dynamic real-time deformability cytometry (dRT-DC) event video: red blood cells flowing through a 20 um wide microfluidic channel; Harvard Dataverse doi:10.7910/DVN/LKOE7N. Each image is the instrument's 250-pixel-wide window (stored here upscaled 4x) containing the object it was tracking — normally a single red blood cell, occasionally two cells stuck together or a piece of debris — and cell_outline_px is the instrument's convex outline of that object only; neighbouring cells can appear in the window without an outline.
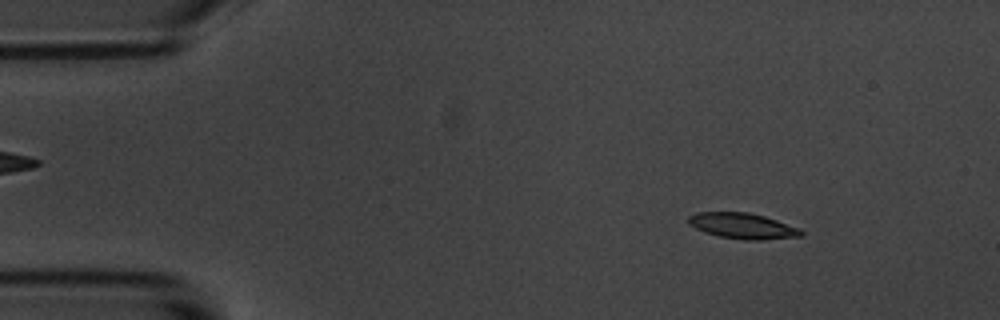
{"species": "common noctule bat (a hibernating species)", "species_latin": "Nyctalus noctula", "temperature_condition": "room temperature", "stored_images_in_passage": 56, "camera_frame_rate_fps": 3000, "um_per_image_px": 0.085, "animal": {"sex": "male", "body_mass_g": 20.1, "forearm_length_mm": 53.5}, "frame": {"image": 1, "passage_image": 7, "time_ms": 2.0, "image_size_px": [1000, 320], "cell_outline_px": [[804, 236], [764, 240], [744, 240], [720, 236], [704, 232], [688, 224], [688, 216], [696, 212], [748, 212], [764, 216], [800, 228], [804, 232]], "centroid_in_image_um": [63.14, 19.2], "position_along_channel_um": 21.9, "area_um2": 16.99}}
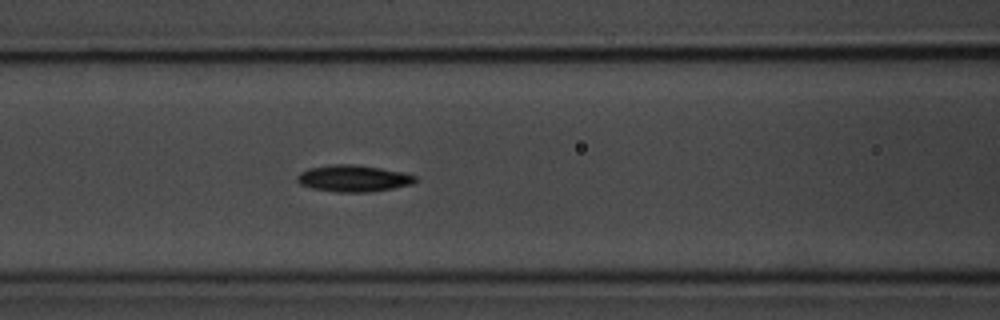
{"frame": {"image": 2, "passage_image": 23, "time_ms": 7.333, "image_size_px": [1000, 320], "cell_outline_px": [[416, 180], [412, 184], [372, 192], [336, 192], [312, 188], [300, 184], [296, 180], [296, 176], [300, 172], [308, 168], [332, 164], [356, 164], [404, 172], [416, 176]], "centroid_in_image_um": [30.01, 15.16], "position_along_channel_um": 136.6, "area_um2": 18.44}}
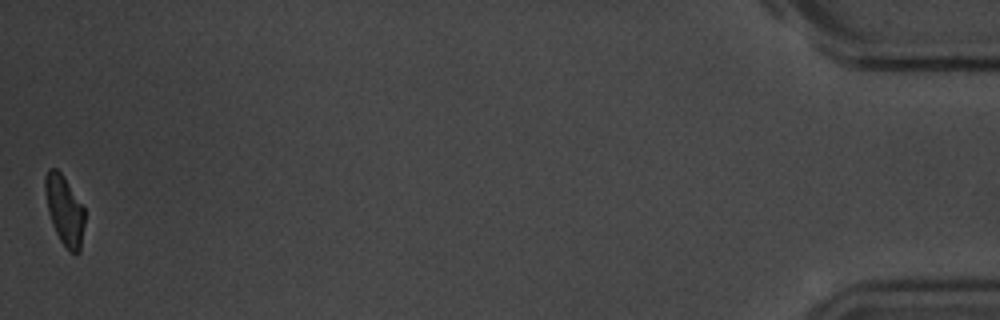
{"frame": {"image": 3, "passage_image": 56, "time_ms": 18.333, "image_size_px": [1000, 320], "cell_outline_px": [[84, 224], [80, 252], [72, 252], [60, 240], [52, 224], [48, 212], [44, 188], [44, 176], [48, 168], [56, 168], [60, 172], [84, 204]], "centroid_in_image_um": [5.48, 17.81], "position_along_channel_um": 429.7, "area_um2": 16.07}, "authors_computed_cell_mechanics": {"area_um2": 17.3111, "velocity_mm_per_s": 3.5391, "shape_relaxation_time_tau1_ms": 2.7349, "shape_relaxation_time_tau2_ms": null, "deformation_change_tau1": 0.1191, "deformation_change_tau2": null}}